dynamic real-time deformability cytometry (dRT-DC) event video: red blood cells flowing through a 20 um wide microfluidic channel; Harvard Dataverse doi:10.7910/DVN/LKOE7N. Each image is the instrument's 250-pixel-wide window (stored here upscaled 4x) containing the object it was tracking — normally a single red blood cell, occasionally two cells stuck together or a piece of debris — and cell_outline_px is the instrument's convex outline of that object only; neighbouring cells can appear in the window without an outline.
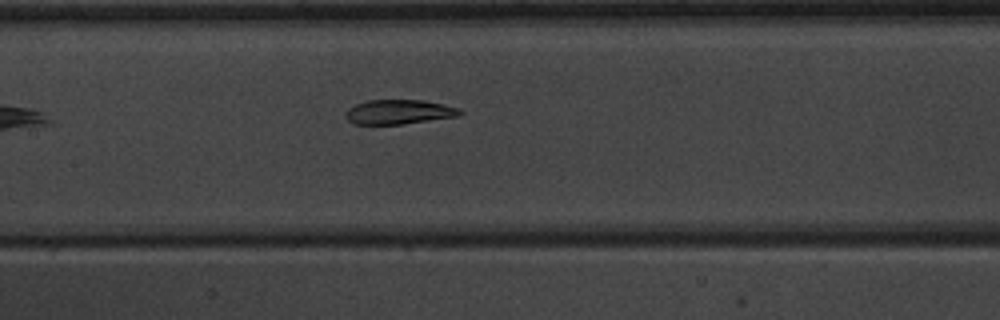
{"species": "common noctule bat (a hibernating species)", "species_latin": "Nyctalus noctula", "temperature_condition": "warm", "stored_images_in_passage": 7, "camera_frame_rate_fps": 3000, "um_per_image_px": 0.085, "animal": {"sex": "male", "body_mass_g": 20.1, "forearm_length_mm": 53.5}, "frame": {"image": 1, "passage_image": 7, "time_ms": 8.0, "image_size_px": [1000, 320], "cell_outline_px": [[464, 112], [460, 116], [404, 124], [352, 124], [344, 116], [344, 112], [348, 108], [356, 104], [368, 100], [424, 100], [444, 104], [460, 108]], "centroid_in_image_um": [33.92, 9.51], "position_along_channel_um": 173.5, "area_um2": 16.59}}